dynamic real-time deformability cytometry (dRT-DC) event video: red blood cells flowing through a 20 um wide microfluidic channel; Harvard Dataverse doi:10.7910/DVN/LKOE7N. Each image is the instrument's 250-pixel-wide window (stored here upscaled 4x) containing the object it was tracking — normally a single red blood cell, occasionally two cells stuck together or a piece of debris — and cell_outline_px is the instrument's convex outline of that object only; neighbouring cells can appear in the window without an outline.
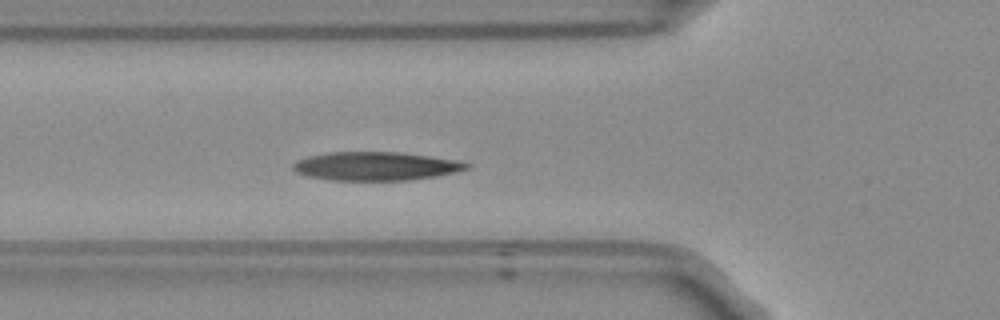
{"species": "Egyptian fruit bat (a non-hibernating species)", "species_latin": "Rousettus aegyptiacus", "temperature_condition": "room temperature", "stored_images_in_passage": 51, "segment_of_instrument_passage": [1, 2], "camera_frame_rate_fps": 3000, "um_per_image_px": 0.085, "frame": {"image": 1, "passage_image": 15, "time_ms": 4.667, "image_size_px": [1000, 320], "cell_outline_px": [[472, 164], [468, 168], [456, 172], [436, 176], [408, 180], [332, 180], [308, 176], [296, 172], [292, 168], [292, 164], [296, 160], [308, 156], [328, 152], [400, 152], [456, 160]], "centroid_in_image_um": [31.92, 14.12], "position_along_channel_um": 93.9, "area_um2": 28.84}}
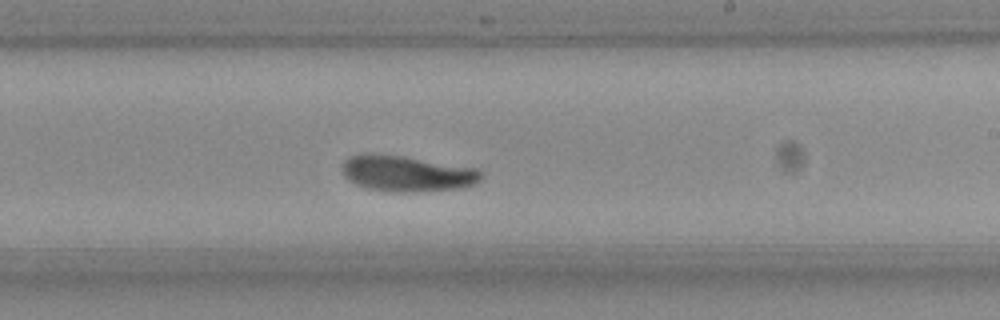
{"frame": {"image": 2, "passage_image": 28, "time_ms": 9.0, "image_size_px": [1000, 320], "cell_outline_px": [[484, 176], [476, 184], [460, 188], [412, 192], [392, 192], [368, 188], [356, 184], [344, 176], [340, 168], [344, 160], [352, 156], [400, 156], [476, 168], [484, 172]], "centroid_in_image_um": [34.65, 14.79], "position_along_channel_um": 254.3, "area_um2": 28.44}}
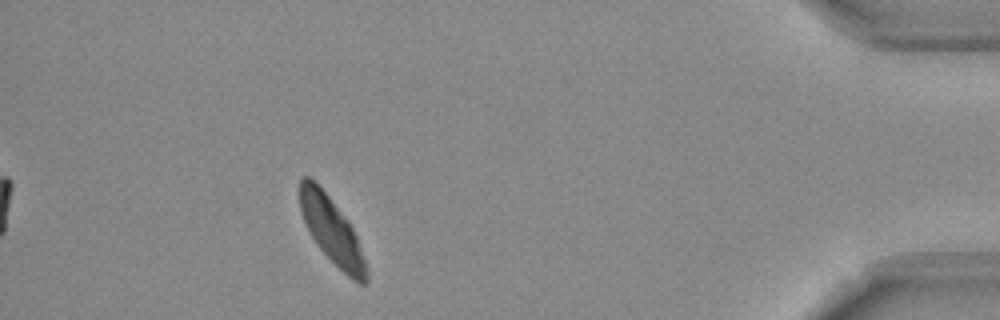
{"frame": {"image": 3, "passage_image": 45, "time_ms": 14.667, "image_size_px": [1000, 320], "cell_outline_px": [[368, 280], [364, 284], [360, 284], [352, 280], [316, 244], [300, 212], [300, 180], [304, 176], [308, 176], [316, 180], [348, 220], [356, 236], [368, 268]], "centroid_in_image_um": [28.21, 19.58], "position_along_channel_um": 407.0, "area_um2": 25.37}}